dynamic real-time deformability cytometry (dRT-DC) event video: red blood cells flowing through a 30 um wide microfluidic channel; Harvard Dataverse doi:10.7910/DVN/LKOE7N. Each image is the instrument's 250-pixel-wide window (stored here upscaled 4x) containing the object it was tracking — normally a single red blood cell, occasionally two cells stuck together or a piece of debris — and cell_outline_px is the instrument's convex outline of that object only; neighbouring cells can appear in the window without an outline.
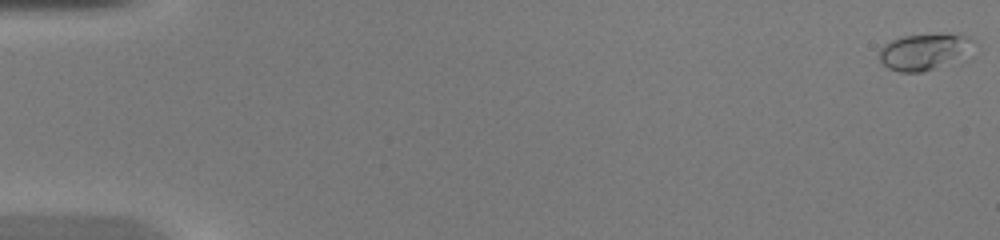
{"species": "common noctule bat (a hibernating species)", "species_latin": "Nyctalus noctula", "temperature_condition": "warm", "stored_images_in_passage": 49, "camera_frame_rate_fps": 3000, "um_per_image_px": 0.085, "animal": {"sex": "female", "body_mass_g": 20.0, "forearm_length_mm": 54.0}, "frame": {"image": 1, "passage_image": 1, "time_ms": 0.0, "image_size_px": [1000, 240], "cell_outline_px": [[972, 40], [960, 64], [920, 72], [900, 72], [888, 68], [880, 60], [880, 48], [884, 44], [892, 40], [904, 36], [940, 32], [968, 36]], "centroid_in_image_um": [78.58, 4.41], "position_along_channel_um": 6.4, "area_um2": 20.46}}
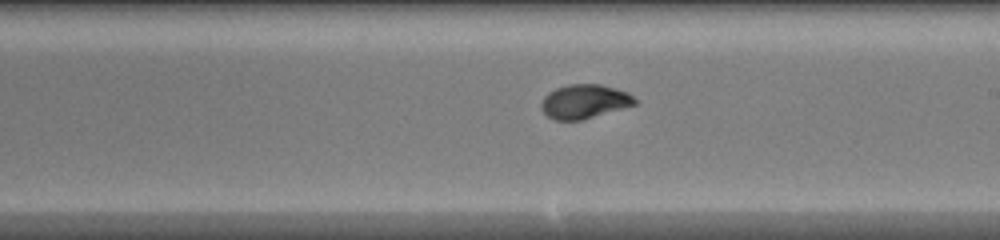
{"frame": {"image": 2, "passage_image": 29, "time_ms": 9.333, "image_size_px": [1000, 240], "cell_outline_px": [[640, 104], [580, 120], [556, 120], [548, 116], [540, 108], [540, 104], [544, 96], [548, 92], [556, 88], [568, 84], [600, 84], [628, 92], [640, 100]], "centroid_in_image_um": [49.73, 8.62], "position_along_channel_um": 239.3, "area_um2": 18.84}}
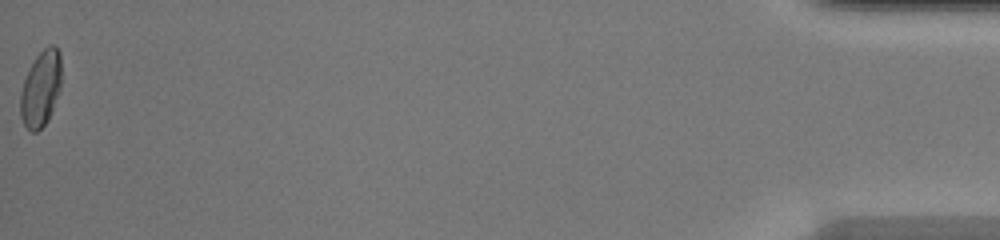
{"frame": {"image": 3, "passage_image": 49, "time_ms": 16.0, "image_size_px": [1000, 240], "cell_outline_px": [[60, 88], [48, 120], [36, 132], [32, 132], [24, 124], [20, 116], [20, 92], [24, 80], [36, 56], [48, 44], [52, 44], [60, 52]], "centroid_in_image_um": [3.45, 7.53], "position_along_channel_um": 431.7, "area_um2": 17.86}, "authors_computed_cell_mechanics": {"area_um2": 18.3226, "velocity_mm_per_s": 4.3249, "shape_relaxation_time_tau1_ms": 4.9216, "shape_relaxation_time_tau2_ms": null, "deformation_change_tau1": 0.2134, "deformation_change_tau2": null}}